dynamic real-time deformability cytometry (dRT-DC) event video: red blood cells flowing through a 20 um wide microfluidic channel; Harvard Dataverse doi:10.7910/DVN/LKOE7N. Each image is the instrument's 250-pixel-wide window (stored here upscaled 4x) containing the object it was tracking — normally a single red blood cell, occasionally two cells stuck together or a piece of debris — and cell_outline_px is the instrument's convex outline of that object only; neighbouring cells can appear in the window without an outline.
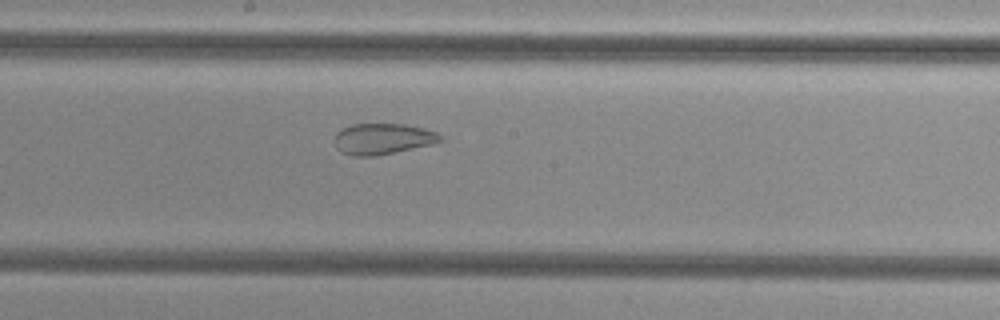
{"species": "common noctule bat (a hibernating species)", "species_latin": "Nyctalus noctula", "temperature_condition": "cold", "stored_images_in_passage": 54, "camera_frame_rate_fps": 3000, "um_per_image_px": 0.085, "animal": {"sex": "female", "body_mass_g": 29.2, "forearm_length_mm": 56.3}, "frame": {"image": 1, "passage_image": 30, "time_ms": 9.667, "image_size_px": [1000, 320], "cell_outline_px": [[444, 140], [432, 144], [376, 156], [352, 156], [340, 152], [336, 148], [332, 140], [336, 132], [352, 124], [404, 124], [424, 128], [436, 132], [444, 136]], "centroid_in_image_um": [32.51, 11.81], "position_along_channel_um": 215.7, "area_um2": 19.36}}
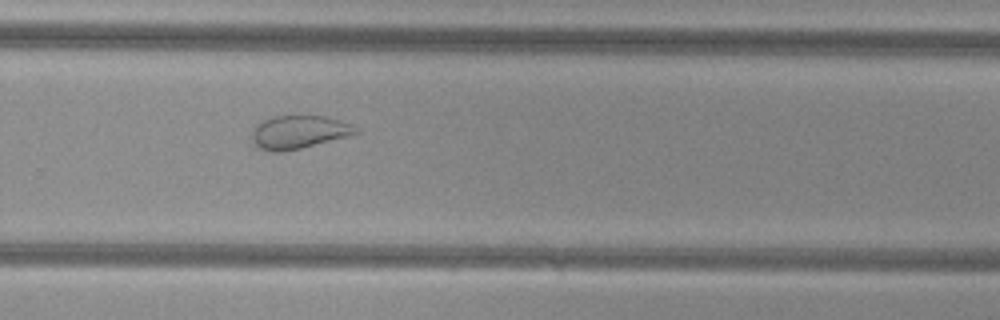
{"frame": {"image": 2, "passage_image": 37, "time_ms": 12.0, "image_size_px": [1000, 320], "cell_outline_px": [[360, 132], [352, 136], [300, 148], [280, 152], [272, 152], [260, 148], [252, 140], [252, 128], [256, 124], [272, 116], [324, 116], [352, 124]], "centroid_in_image_um": [25.41, 11.23], "position_along_channel_um": 304.4, "area_um2": 20.11}}
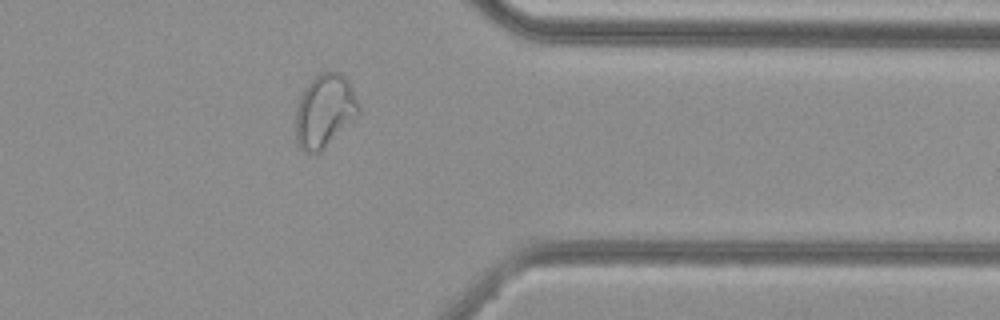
{"frame": {"image": 3, "passage_image": 44, "time_ms": 14.333, "image_size_px": [1000, 320], "cell_outline_px": [[360, 112], [316, 156], [304, 152], [296, 144], [296, 108], [300, 96], [304, 88], [320, 72], [340, 72], [348, 80], [360, 104]], "centroid_in_image_um": [27.57, 9.44], "position_along_channel_um": 383.8, "area_um2": 26.88}, "authors_computed_cell_mechanics": {"area_um2": 29.5936, "velocity_mm_per_s": 3.8076, "shape_relaxation_time_tau1_ms": null, "shape_relaxation_time_tau2_ms": 1.0314, "deformation_change_tau1": null, "deformation_change_tau2": 0.0721}}